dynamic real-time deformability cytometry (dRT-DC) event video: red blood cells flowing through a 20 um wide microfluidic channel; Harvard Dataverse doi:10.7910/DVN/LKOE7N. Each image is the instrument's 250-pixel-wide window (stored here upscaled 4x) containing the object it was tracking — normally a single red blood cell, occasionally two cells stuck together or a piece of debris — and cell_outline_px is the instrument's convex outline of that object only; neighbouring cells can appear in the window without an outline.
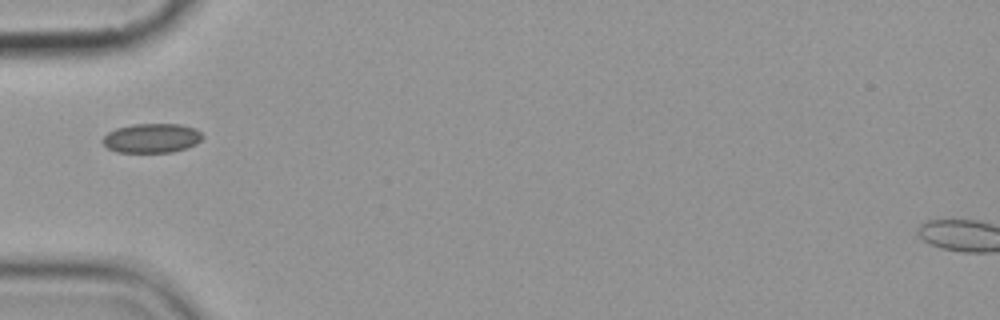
{"species": "common noctule bat (a hibernating species)", "species_latin": "Nyctalus noctula", "temperature_condition": "cold", "stored_images_in_passage": 7, "camera_frame_rate_fps": 3000, "um_per_image_px": 0.085, "animal": {"sex": "female", "body_mass_g": 19.9}, "frame": {"image": 1, "passage_image": 1, "time_ms": 0.0, "image_size_px": [1000, 320], "cell_outline_px": [[204, 136], [196, 144], [188, 148], [172, 152], [116, 152], [108, 148], [100, 140], [108, 132], [116, 128], [132, 124], [180, 124], [196, 128]], "centroid_in_image_um": [12.9, 11.74], "position_along_channel_um": 72.1, "area_um2": 17.22}}
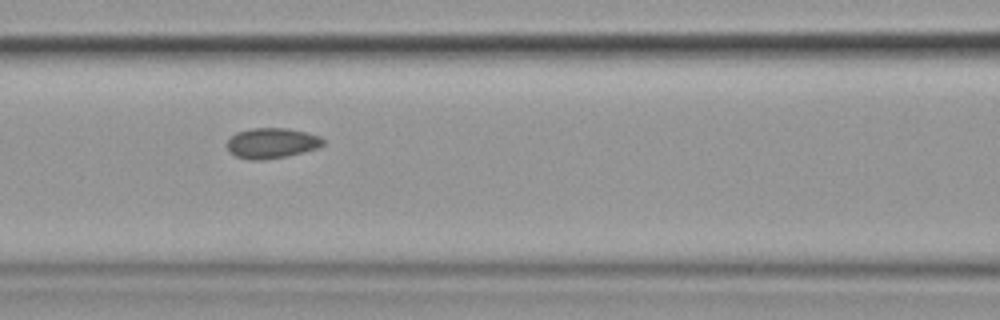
{"frame": {"image": 2, "passage_image": 3, "time_ms": 2.0, "image_size_px": [1000, 320], "cell_outline_px": [[324, 144], [316, 148], [304, 152], [288, 156], [264, 160], [252, 160], [236, 156], [228, 152], [224, 144], [236, 132], [252, 128], [288, 128], [308, 132], [320, 136], [324, 140]], "centroid_in_image_um": [23.07, 12.16], "position_along_channel_um": 143.5, "area_um2": 17.28}}
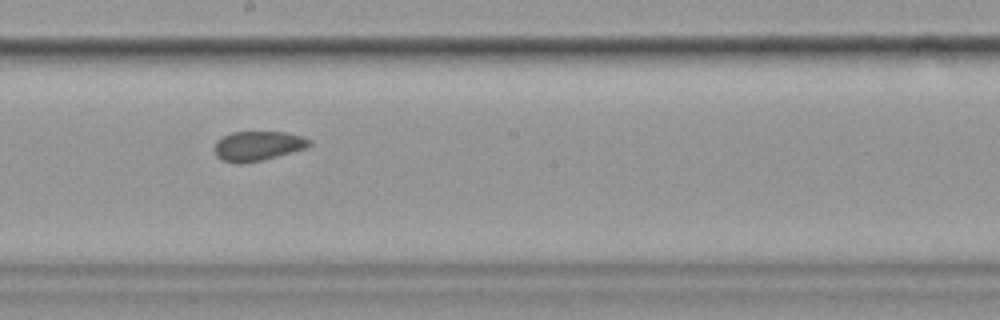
{"frame": {"image": 3, "passage_image": 5, "time_ms": 4.333, "image_size_px": [1000, 320], "cell_outline_px": [[312, 144], [304, 148], [292, 152], [264, 160], [240, 164], [236, 164], [220, 160], [216, 156], [212, 148], [216, 140], [232, 132], [284, 132], [300, 136], [312, 140]], "centroid_in_image_um": [21.85, 12.42], "position_along_channel_um": 226.4, "area_um2": 16.59}}